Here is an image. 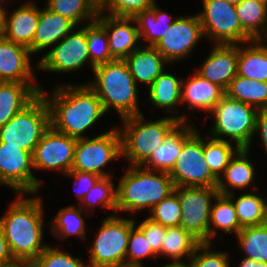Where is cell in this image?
Masks as SVG:
<instances>
[{
  "label": "cell",
  "mask_w": 267,
  "mask_h": 267,
  "mask_svg": "<svg viewBox=\"0 0 267 267\" xmlns=\"http://www.w3.org/2000/svg\"><path fill=\"white\" fill-rule=\"evenodd\" d=\"M41 90L50 110V125L72 138H87L89 131L106 116L101 100L84 83L60 82Z\"/></svg>",
  "instance_id": "1"
},
{
  "label": "cell",
  "mask_w": 267,
  "mask_h": 267,
  "mask_svg": "<svg viewBox=\"0 0 267 267\" xmlns=\"http://www.w3.org/2000/svg\"><path fill=\"white\" fill-rule=\"evenodd\" d=\"M0 216L10 254L14 260L34 261L47 247L43 241L44 202L40 194H16Z\"/></svg>",
  "instance_id": "2"
},
{
  "label": "cell",
  "mask_w": 267,
  "mask_h": 267,
  "mask_svg": "<svg viewBox=\"0 0 267 267\" xmlns=\"http://www.w3.org/2000/svg\"><path fill=\"white\" fill-rule=\"evenodd\" d=\"M124 173L117 177L118 215H137L151 209L174 192L175 186L169 173L149 170L143 166H126ZM124 212V213H123Z\"/></svg>",
  "instance_id": "3"
},
{
  "label": "cell",
  "mask_w": 267,
  "mask_h": 267,
  "mask_svg": "<svg viewBox=\"0 0 267 267\" xmlns=\"http://www.w3.org/2000/svg\"><path fill=\"white\" fill-rule=\"evenodd\" d=\"M91 81L84 82L101 100L106 113L115 110L120 119L142 113L138 86L125 60L115 59L93 69ZM139 101V102H138Z\"/></svg>",
  "instance_id": "4"
},
{
  "label": "cell",
  "mask_w": 267,
  "mask_h": 267,
  "mask_svg": "<svg viewBox=\"0 0 267 267\" xmlns=\"http://www.w3.org/2000/svg\"><path fill=\"white\" fill-rule=\"evenodd\" d=\"M158 118L153 121L140 113L120 119L117 127L121 134L122 159L127 166H141L181 123L169 115H158Z\"/></svg>",
  "instance_id": "5"
},
{
  "label": "cell",
  "mask_w": 267,
  "mask_h": 267,
  "mask_svg": "<svg viewBox=\"0 0 267 267\" xmlns=\"http://www.w3.org/2000/svg\"><path fill=\"white\" fill-rule=\"evenodd\" d=\"M258 111L251 105L225 95L209 113L210 115L203 118L206 122L207 117L212 118V125L206 134L215 139L234 143L239 148L250 149Z\"/></svg>",
  "instance_id": "6"
},
{
  "label": "cell",
  "mask_w": 267,
  "mask_h": 267,
  "mask_svg": "<svg viewBox=\"0 0 267 267\" xmlns=\"http://www.w3.org/2000/svg\"><path fill=\"white\" fill-rule=\"evenodd\" d=\"M92 244L88 245V267H115L125 265L130 230L134 216L130 218L109 213L100 221Z\"/></svg>",
  "instance_id": "7"
},
{
  "label": "cell",
  "mask_w": 267,
  "mask_h": 267,
  "mask_svg": "<svg viewBox=\"0 0 267 267\" xmlns=\"http://www.w3.org/2000/svg\"><path fill=\"white\" fill-rule=\"evenodd\" d=\"M121 159V134L117 125H113L108 131L95 134L94 137L77 139L71 170L94 173L100 177L115 176V172L108 169L109 164H113L114 160L120 162Z\"/></svg>",
  "instance_id": "8"
},
{
  "label": "cell",
  "mask_w": 267,
  "mask_h": 267,
  "mask_svg": "<svg viewBox=\"0 0 267 267\" xmlns=\"http://www.w3.org/2000/svg\"><path fill=\"white\" fill-rule=\"evenodd\" d=\"M50 126L49 106L40 93L8 123L0 127V143L13 145L33 154L38 142Z\"/></svg>",
  "instance_id": "9"
},
{
  "label": "cell",
  "mask_w": 267,
  "mask_h": 267,
  "mask_svg": "<svg viewBox=\"0 0 267 267\" xmlns=\"http://www.w3.org/2000/svg\"><path fill=\"white\" fill-rule=\"evenodd\" d=\"M197 13L205 39L212 44H242L253 39L242 29L235 5L226 0H201Z\"/></svg>",
  "instance_id": "10"
},
{
  "label": "cell",
  "mask_w": 267,
  "mask_h": 267,
  "mask_svg": "<svg viewBox=\"0 0 267 267\" xmlns=\"http://www.w3.org/2000/svg\"><path fill=\"white\" fill-rule=\"evenodd\" d=\"M77 28V29H76ZM38 70L59 74H71L89 65L91 72L95 68L90 61V55L85 36V25L75 27L60 42L38 59Z\"/></svg>",
  "instance_id": "11"
},
{
  "label": "cell",
  "mask_w": 267,
  "mask_h": 267,
  "mask_svg": "<svg viewBox=\"0 0 267 267\" xmlns=\"http://www.w3.org/2000/svg\"><path fill=\"white\" fill-rule=\"evenodd\" d=\"M169 175L175 187H217L218 179L204 159L203 135L198 128L184 141Z\"/></svg>",
  "instance_id": "12"
},
{
  "label": "cell",
  "mask_w": 267,
  "mask_h": 267,
  "mask_svg": "<svg viewBox=\"0 0 267 267\" xmlns=\"http://www.w3.org/2000/svg\"><path fill=\"white\" fill-rule=\"evenodd\" d=\"M181 207L180 226L201 243L209 242L212 204L219 194L217 187H175Z\"/></svg>",
  "instance_id": "13"
},
{
  "label": "cell",
  "mask_w": 267,
  "mask_h": 267,
  "mask_svg": "<svg viewBox=\"0 0 267 267\" xmlns=\"http://www.w3.org/2000/svg\"><path fill=\"white\" fill-rule=\"evenodd\" d=\"M32 153L0 143V185L15 194H38L44 185L34 176Z\"/></svg>",
  "instance_id": "14"
},
{
  "label": "cell",
  "mask_w": 267,
  "mask_h": 267,
  "mask_svg": "<svg viewBox=\"0 0 267 267\" xmlns=\"http://www.w3.org/2000/svg\"><path fill=\"white\" fill-rule=\"evenodd\" d=\"M203 38L204 32L196 12L193 15L178 16L154 47L173 66L175 62L180 63L191 57Z\"/></svg>",
  "instance_id": "15"
},
{
  "label": "cell",
  "mask_w": 267,
  "mask_h": 267,
  "mask_svg": "<svg viewBox=\"0 0 267 267\" xmlns=\"http://www.w3.org/2000/svg\"><path fill=\"white\" fill-rule=\"evenodd\" d=\"M77 139L50 126L32 154L33 167L38 170L65 174L72 169Z\"/></svg>",
  "instance_id": "16"
},
{
  "label": "cell",
  "mask_w": 267,
  "mask_h": 267,
  "mask_svg": "<svg viewBox=\"0 0 267 267\" xmlns=\"http://www.w3.org/2000/svg\"><path fill=\"white\" fill-rule=\"evenodd\" d=\"M32 56L27 47L0 36V82L38 83Z\"/></svg>",
  "instance_id": "17"
},
{
  "label": "cell",
  "mask_w": 267,
  "mask_h": 267,
  "mask_svg": "<svg viewBox=\"0 0 267 267\" xmlns=\"http://www.w3.org/2000/svg\"><path fill=\"white\" fill-rule=\"evenodd\" d=\"M209 54L194 71L226 90L237 75L238 44H212Z\"/></svg>",
  "instance_id": "18"
},
{
  "label": "cell",
  "mask_w": 267,
  "mask_h": 267,
  "mask_svg": "<svg viewBox=\"0 0 267 267\" xmlns=\"http://www.w3.org/2000/svg\"><path fill=\"white\" fill-rule=\"evenodd\" d=\"M96 20L106 29L109 50L114 59L124 60L141 46L134 18L114 17L99 12Z\"/></svg>",
  "instance_id": "19"
},
{
  "label": "cell",
  "mask_w": 267,
  "mask_h": 267,
  "mask_svg": "<svg viewBox=\"0 0 267 267\" xmlns=\"http://www.w3.org/2000/svg\"><path fill=\"white\" fill-rule=\"evenodd\" d=\"M251 148H240L225 168L224 174L219 178L217 190L219 194L229 195L237 191L250 192L260 189L256 183L258 172L256 165L249 156Z\"/></svg>",
  "instance_id": "20"
},
{
  "label": "cell",
  "mask_w": 267,
  "mask_h": 267,
  "mask_svg": "<svg viewBox=\"0 0 267 267\" xmlns=\"http://www.w3.org/2000/svg\"><path fill=\"white\" fill-rule=\"evenodd\" d=\"M167 71V72H166ZM183 77H177L174 73L165 69L147 89V103L155 109H164L169 116L178 119L180 122L189 123L190 115L186 111L181 113V83ZM179 106V109H178ZM180 114V115H179ZM189 115V116H188Z\"/></svg>",
  "instance_id": "21"
},
{
  "label": "cell",
  "mask_w": 267,
  "mask_h": 267,
  "mask_svg": "<svg viewBox=\"0 0 267 267\" xmlns=\"http://www.w3.org/2000/svg\"><path fill=\"white\" fill-rule=\"evenodd\" d=\"M225 96V90L219 85L202 78L193 71L181 83V106L185 110L195 109L209 114L216 104Z\"/></svg>",
  "instance_id": "22"
},
{
  "label": "cell",
  "mask_w": 267,
  "mask_h": 267,
  "mask_svg": "<svg viewBox=\"0 0 267 267\" xmlns=\"http://www.w3.org/2000/svg\"><path fill=\"white\" fill-rule=\"evenodd\" d=\"M35 0H28L6 14V27L3 36L27 47L33 55V38L39 21V6Z\"/></svg>",
  "instance_id": "23"
},
{
  "label": "cell",
  "mask_w": 267,
  "mask_h": 267,
  "mask_svg": "<svg viewBox=\"0 0 267 267\" xmlns=\"http://www.w3.org/2000/svg\"><path fill=\"white\" fill-rule=\"evenodd\" d=\"M75 27L77 26L72 21L49 10L45 5L39 7V21L33 38V54L48 52Z\"/></svg>",
  "instance_id": "24"
},
{
  "label": "cell",
  "mask_w": 267,
  "mask_h": 267,
  "mask_svg": "<svg viewBox=\"0 0 267 267\" xmlns=\"http://www.w3.org/2000/svg\"><path fill=\"white\" fill-rule=\"evenodd\" d=\"M135 83L148 89L170 64L154 46L141 45L124 59Z\"/></svg>",
  "instance_id": "25"
},
{
  "label": "cell",
  "mask_w": 267,
  "mask_h": 267,
  "mask_svg": "<svg viewBox=\"0 0 267 267\" xmlns=\"http://www.w3.org/2000/svg\"><path fill=\"white\" fill-rule=\"evenodd\" d=\"M196 129L197 126L193 122H181L141 166L170 173L181 153L184 141Z\"/></svg>",
  "instance_id": "26"
},
{
  "label": "cell",
  "mask_w": 267,
  "mask_h": 267,
  "mask_svg": "<svg viewBox=\"0 0 267 267\" xmlns=\"http://www.w3.org/2000/svg\"><path fill=\"white\" fill-rule=\"evenodd\" d=\"M41 83L0 82V127L41 93Z\"/></svg>",
  "instance_id": "27"
},
{
  "label": "cell",
  "mask_w": 267,
  "mask_h": 267,
  "mask_svg": "<svg viewBox=\"0 0 267 267\" xmlns=\"http://www.w3.org/2000/svg\"><path fill=\"white\" fill-rule=\"evenodd\" d=\"M77 204L61 207L57 214L48 223L52 236L63 242L69 237L76 236V239L87 244L86 218L92 217L91 214L85 212ZM87 215V216H86ZM91 215V216H90ZM85 216V217H84Z\"/></svg>",
  "instance_id": "28"
},
{
  "label": "cell",
  "mask_w": 267,
  "mask_h": 267,
  "mask_svg": "<svg viewBox=\"0 0 267 267\" xmlns=\"http://www.w3.org/2000/svg\"><path fill=\"white\" fill-rule=\"evenodd\" d=\"M237 75L267 82L266 40L238 44Z\"/></svg>",
  "instance_id": "29"
},
{
  "label": "cell",
  "mask_w": 267,
  "mask_h": 267,
  "mask_svg": "<svg viewBox=\"0 0 267 267\" xmlns=\"http://www.w3.org/2000/svg\"><path fill=\"white\" fill-rule=\"evenodd\" d=\"M177 17H172V14L161 9L157 2L151 8L137 14L134 19L142 41L141 45L155 46Z\"/></svg>",
  "instance_id": "30"
},
{
  "label": "cell",
  "mask_w": 267,
  "mask_h": 267,
  "mask_svg": "<svg viewBox=\"0 0 267 267\" xmlns=\"http://www.w3.org/2000/svg\"><path fill=\"white\" fill-rule=\"evenodd\" d=\"M241 229L232 199L228 195L218 194L211 208L209 242L224 239L222 234H234L232 237H235Z\"/></svg>",
  "instance_id": "31"
},
{
  "label": "cell",
  "mask_w": 267,
  "mask_h": 267,
  "mask_svg": "<svg viewBox=\"0 0 267 267\" xmlns=\"http://www.w3.org/2000/svg\"><path fill=\"white\" fill-rule=\"evenodd\" d=\"M228 196L233 201L241 228L267 223V197H263L259 189Z\"/></svg>",
  "instance_id": "32"
},
{
  "label": "cell",
  "mask_w": 267,
  "mask_h": 267,
  "mask_svg": "<svg viewBox=\"0 0 267 267\" xmlns=\"http://www.w3.org/2000/svg\"><path fill=\"white\" fill-rule=\"evenodd\" d=\"M200 243L196 237L181 226L166 227L161 256L165 257L168 262L189 261Z\"/></svg>",
  "instance_id": "33"
},
{
  "label": "cell",
  "mask_w": 267,
  "mask_h": 267,
  "mask_svg": "<svg viewBox=\"0 0 267 267\" xmlns=\"http://www.w3.org/2000/svg\"><path fill=\"white\" fill-rule=\"evenodd\" d=\"M242 29L253 40L267 38V3L259 0H241L235 5Z\"/></svg>",
  "instance_id": "34"
},
{
  "label": "cell",
  "mask_w": 267,
  "mask_h": 267,
  "mask_svg": "<svg viewBox=\"0 0 267 267\" xmlns=\"http://www.w3.org/2000/svg\"><path fill=\"white\" fill-rule=\"evenodd\" d=\"M49 10L82 26L96 20L99 14V0H45Z\"/></svg>",
  "instance_id": "35"
},
{
  "label": "cell",
  "mask_w": 267,
  "mask_h": 267,
  "mask_svg": "<svg viewBox=\"0 0 267 267\" xmlns=\"http://www.w3.org/2000/svg\"><path fill=\"white\" fill-rule=\"evenodd\" d=\"M225 95L258 110L267 109V82L236 75L225 90Z\"/></svg>",
  "instance_id": "36"
},
{
  "label": "cell",
  "mask_w": 267,
  "mask_h": 267,
  "mask_svg": "<svg viewBox=\"0 0 267 267\" xmlns=\"http://www.w3.org/2000/svg\"><path fill=\"white\" fill-rule=\"evenodd\" d=\"M115 176L101 177L87 195L77 204L85 212L92 216L96 214L97 206L104 211H112L116 214L117 209V185L114 183Z\"/></svg>",
  "instance_id": "37"
},
{
  "label": "cell",
  "mask_w": 267,
  "mask_h": 267,
  "mask_svg": "<svg viewBox=\"0 0 267 267\" xmlns=\"http://www.w3.org/2000/svg\"><path fill=\"white\" fill-rule=\"evenodd\" d=\"M236 247L243 252V257L259 262H267V223L245 227L233 237Z\"/></svg>",
  "instance_id": "38"
},
{
  "label": "cell",
  "mask_w": 267,
  "mask_h": 267,
  "mask_svg": "<svg viewBox=\"0 0 267 267\" xmlns=\"http://www.w3.org/2000/svg\"><path fill=\"white\" fill-rule=\"evenodd\" d=\"M205 135L203 136L204 159L211 173L219 180L230 160L240 148L234 143Z\"/></svg>",
  "instance_id": "39"
},
{
  "label": "cell",
  "mask_w": 267,
  "mask_h": 267,
  "mask_svg": "<svg viewBox=\"0 0 267 267\" xmlns=\"http://www.w3.org/2000/svg\"><path fill=\"white\" fill-rule=\"evenodd\" d=\"M85 36L90 61L94 67L115 60L109 50L106 29L97 20L85 24Z\"/></svg>",
  "instance_id": "40"
},
{
  "label": "cell",
  "mask_w": 267,
  "mask_h": 267,
  "mask_svg": "<svg viewBox=\"0 0 267 267\" xmlns=\"http://www.w3.org/2000/svg\"><path fill=\"white\" fill-rule=\"evenodd\" d=\"M151 259L158 262V255L152 250L151 245L145 235L134 226L130 230L125 265L146 266L144 260Z\"/></svg>",
  "instance_id": "41"
},
{
  "label": "cell",
  "mask_w": 267,
  "mask_h": 267,
  "mask_svg": "<svg viewBox=\"0 0 267 267\" xmlns=\"http://www.w3.org/2000/svg\"><path fill=\"white\" fill-rule=\"evenodd\" d=\"M67 250L60 248V244H48L34 262L37 267H88L85 258H79Z\"/></svg>",
  "instance_id": "42"
},
{
  "label": "cell",
  "mask_w": 267,
  "mask_h": 267,
  "mask_svg": "<svg viewBox=\"0 0 267 267\" xmlns=\"http://www.w3.org/2000/svg\"><path fill=\"white\" fill-rule=\"evenodd\" d=\"M213 242H203L198 245L189 261L193 267H231L229 251L216 250ZM215 249V250H214Z\"/></svg>",
  "instance_id": "43"
},
{
  "label": "cell",
  "mask_w": 267,
  "mask_h": 267,
  "mask_svg": "<svg viewBox=\"0 0 267 267\" xmlns=\"http://www.w3.org/2000/svg\"><path fill=\"white\" fill-rule=\"evenodd\" d=\"M156 2V0H99V11L114 17L134 18Z\"/></svg>",
  "instance_id": "44"
},
{
  "label": "cell",
  "mask_w": 267,
  "mask_h": 267,
  "mask_svg": "<svg viewBox=\"0 0 267 267\" xmlns=\"http://www.w3.org/2000/svg\"><path fill=\"white\" fill-rule=\"evenodd\" d=\"M181 207L178 195L173 192L167 198L157 203L147 217L164 227L180 226Z\"/></svg>",
  "instance_id": "45"
},
{
  "label": "cell",
  "mask_w": 267,
  "mask_h": 267,
  "mask_svg": "<svg viewBox=\"0 0 267 267\" xmlns=\"http://www.w3.org/2000/svg\"><path fill=\"white\" fill-rule=\"evenodd\" d=\"M134 225L145 235L152 250L158 255V258H161V247L166 233V227L152 221L147 216L140 222H138L137 218H134Z\"/></svg>",
  "instance_id": "46"
},
{
  "label": "cell",
  "mask_w": 267,
  "mask_h": 267,
  "mask_svg": "<svg viewBox=\"0 0 267 267\" xmlns=\"http://www.w3.org/2000/svg\"><path fill=\"white\" fill-rule=\"evenodd\" d=\"M65 177L71 178L73 180V190L75 193V198L77 197L79 204L85 195L88 194L90 189L96 185L98 180L101 178L99 175L94 173H87L78 170H70L69 172L63 174Z\"/></svg>",
  "instance_id": "47"
},
{
  "label": "cell",
  "mask_w": 267,
  "mask_h": 267,
  "mask_svg": "<svg viewBox=\"0 0 267 267\" xmlns=\"http://www.w3.org/2000/svg\"><path fill=\"white\" fill-rule=\"evenodd\" d=\"M255 136L260 139V146L267 156V109L258 111L253 139Z\"/></svg>",
  "instance_id": "48"
},
{
  "label": "cell",
  "mask_w": 267,
  "mask_h": 267,
  "mask_svg": "<svg viewBox=\"0 0 267 267\" xmlns=\"http://www.w3.org/2000/svg\"><path fill=\"white\" fill-rule=\"evenodd\" d=\"M13 261L14 259L10 254L4 232L0 227V267L10 264Z\"/></svg>",
  "instance_id": "49"
},
{
  "label": "cell",
  "mask_w": 267,
  "mask_h": 267,
  "mask_svg": "<svg viewBox=\"0 0 267 267\" xmlns=\"http://www.w3.org/2000/svg\"><path fill=\"white\" fill-rule=\"evenodd\" d=\"M242 259H239V264L234 265L237 267H267V262H259L257 263L256 261L249 259V258H245V257H241ZM233 265H231V267H234Z\"/></svg>",
  "instance_id": "50"
},
{
  "label": "cell",
  "mask_w": 267,
  "mask_h": 267,
  "mask_svg": "<svg viewBox=\"0 0 267 267\" xmlns=\"http://www.w3.org/2000/svg\"><path fill=\"white\" fill-rule=\"evenodd\" d=\"M2 267H37L34 261H18L14 260L10 264Z\"/></svg>",
  "instance_id": "51"
},
{
  "label": "cell",
  "mask_w": 267,
  "mask_h": 267,
  "mask_svg": "<svg viewBox=\"0 0 267 267\" xmlns=\"http://www.w3.org/2000/svg\"><path fill=\"white\" fill-rule=\"evenodd\" d=\"M7 8L0 7V36H3L6 27Z\"/></svg>",
  "instance_id": "52"
},
{
  "label": "cell",
  "mask_w": 267,
  "mask_h": 267,
  "mask_svg": "<svg viewBox=\"0 0 267 267\" xmlns=\"http://www.w3.org/2000/svg\"><path fill=\"white\" fill-rule=\"evenodd\" d=\"M157 267V266H156ZM158 267H193L190 261H183V262H165L164 265Z\"/></svg>",
  "instance_id": "53"
},
{
  "label": "cell",
  "mask_w": 267,
  "mask_h": 267,
  "mask_svg": "<svg viewBox=\"0 0 267 267\" xmlns=\"http://www.w3.org/2000/svg\"><path fill=\"white\" fill-rule=\"evenodd\" d=\"M12 2L14 3V0H0V7H4L7 9H8V7L11 8L10 5ZM15 2H16V0H15Z\"/></svg>",
  "instance_id": "54"
},
{
  "label": "cell",
  "mask_w": 267,
  "mask_h": 267,
  "mask_svg": "<svg viewBox=\"0 0 267 267\" xmlns=\"http://www.w3.org/2000/svg\"><path fill=\"white\" fill-rule=\"evenodd\" d=\"M229 4L236 5L238 4L241 0H226Z\"/></svg>",
  "instance_id": "55"
},
{
  "label": "cell",
  "mask_w": 267,
  "mask_h": 267,
  "mask_svg": "<svg viewBox=\"0 0 267 267\" xmlns=\"http://www.w3.org/2000/svg\"><path fill=\"white\" fill-rule=\"evenodd\" d=\"M115 267H144V266H135V265H120Z\"/></svg>",
  "instance_id": "56"
}]
</instances>
